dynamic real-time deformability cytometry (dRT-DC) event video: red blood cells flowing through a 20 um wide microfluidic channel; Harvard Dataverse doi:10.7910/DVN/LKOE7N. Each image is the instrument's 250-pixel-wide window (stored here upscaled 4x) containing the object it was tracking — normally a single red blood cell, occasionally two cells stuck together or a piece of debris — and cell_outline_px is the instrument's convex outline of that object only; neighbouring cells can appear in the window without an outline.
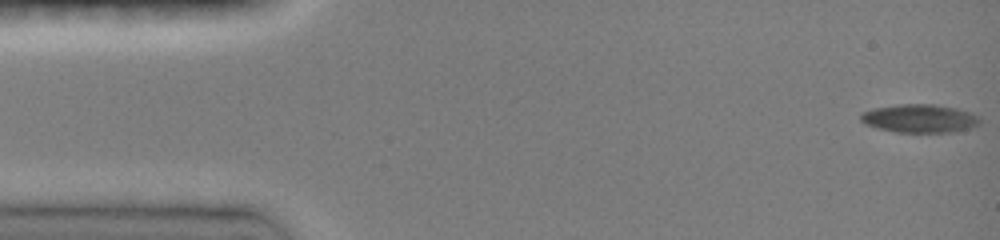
{"species": "common noctule bat (a hibernating species)", "species_latin": "Nyctalus noctula", "temperature_condition": "room temperature", "stored_images_in_passage": 47, "camera_frame_rate_fps": 3000, "um_per_image_px": 0.085, "animal": {"sex": "female", "body_mass_g": 19.0, "forearm_length_mm": 51.5}, "frame": {"image": 1, "passage_image": 1, "time_ms": 0.0, "image_size_px": [1000, 240], "cell_outline_px": [[980, 124], [968, 128], [952, 132], [896, 132], [876, 128], [864, 124], [860, 120], [860, 112], [872, 108], [900, 104], [932, 104], [956, 108], [968, 112], [976, 116], [980, 120]], "centroid_in_image_um": [78.09, 10.07], "position_along_channel_um": 6.9, "area_um2": 19.65}}
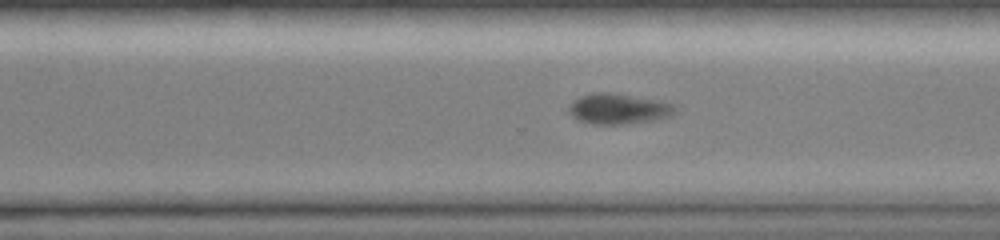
{"frame": {"image": 2, "passage_image": 33, "time_ms": 10.667, "image_size_px": [1000, 240], "cell_outline_px": [[676, 112], [672, 116], [652, 120], [624, 124], [592, 124], [580, 120], [572, 116], [568, 112], [568, 108], [572, 100], [580, 96], [592, 92], [612, 92], [660, 100], [672, 104], [676, 108]], "centroid_in_image_um": [52.56, 9.23], "position_along_channel_um": 318.0, "area_um2": 19.07}}
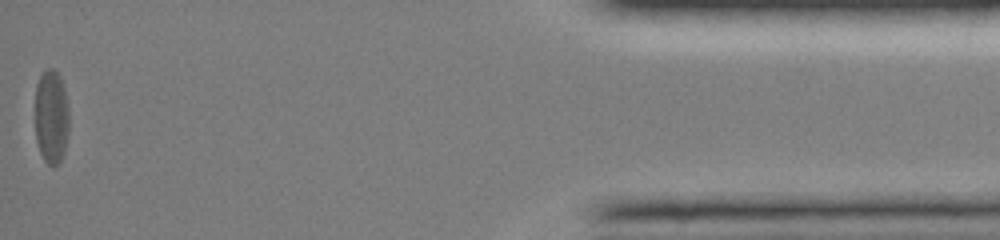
{"frame": {"image": 3, "passage_image": 47, "time_ms": 15.333, "image_size_px": [1000, 240], "cell_outline_px": [[68, 132], [64, 152], [60, 164], [52, 168], [44, 160], [40, 152], [36, 140], [36, 84], [44, 68], [52, 68], [60, 76], [64, 88], [68, 108]], "centroid_in_image_um": [4.37, 9.95], "position_along_channel_um": 430.8, "area_um2": 18.79}, "authors_computed_cell_mechanics": {"area_um2": 19.652, "velocity_mm_per_s": 4.0643, "shape_relaxation_time_tau1_ms": 2.9311, "shape_relaxation_time_tau2_ms": null, "deformation_change_tau1": 0.1269, "deformation_change_tau2": null}}